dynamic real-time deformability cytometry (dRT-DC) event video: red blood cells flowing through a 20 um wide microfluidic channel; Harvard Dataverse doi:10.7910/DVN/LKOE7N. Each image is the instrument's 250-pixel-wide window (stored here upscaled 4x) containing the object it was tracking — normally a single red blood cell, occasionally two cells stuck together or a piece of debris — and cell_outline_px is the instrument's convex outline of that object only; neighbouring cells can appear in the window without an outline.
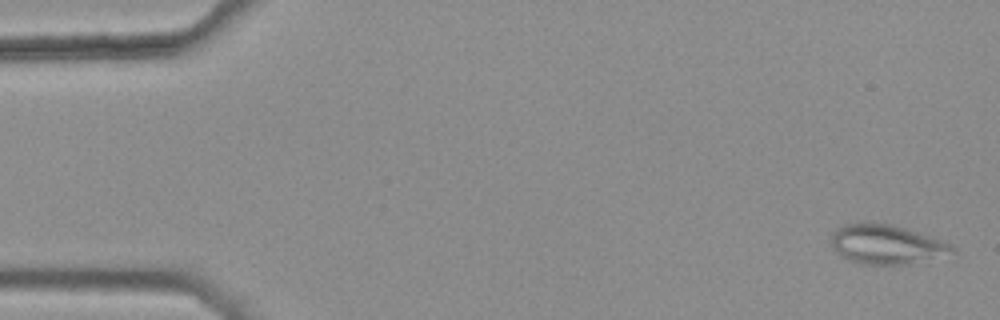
{"species": "common noctule bat (a hibernating species)", "species_latin": "Nyctalus noctula", "temperature_condition": "warm", "stored_images_in_passage": 5, "camera_frame_rate_fps": 3000, "um_per_image_px": 0.085, "animal": {"sex": "female", "body_mass_g": 25.1}, "frame": {"image": 1, "passage_image": 1, "time_ms": 0.0, "image_size_px": [1000, 320], "cell_outline_px": [[956, 260], [904, 264], [860, 264], [848, 260], [836, 252], [832, 248], [832, 232], [836, 228], [848, 224], [868, 220], [872, 220], [892, 224], [944, 240], [956, 248]], "centroid_in_image_um": [75.53, 20.8], "position_along_channel_um": 9.5, "area_um2": 29.42}}